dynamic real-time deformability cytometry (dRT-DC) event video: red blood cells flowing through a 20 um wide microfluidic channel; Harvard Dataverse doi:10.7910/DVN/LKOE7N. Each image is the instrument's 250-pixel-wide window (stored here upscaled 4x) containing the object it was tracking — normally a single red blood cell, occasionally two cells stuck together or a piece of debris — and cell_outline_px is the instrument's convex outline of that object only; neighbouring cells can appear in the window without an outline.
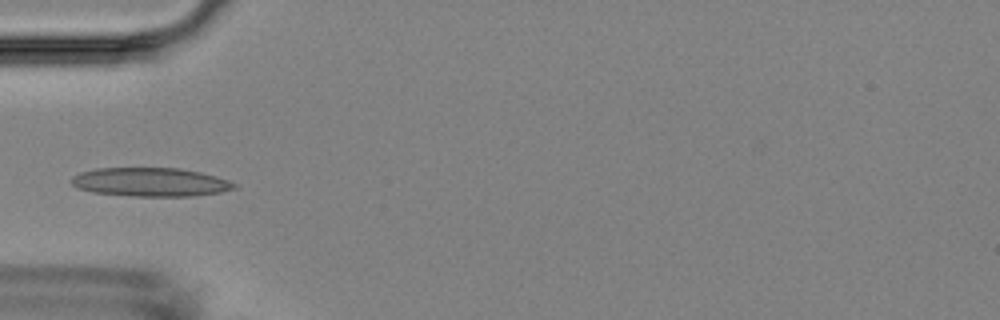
{"species": "Egyptian fruit bat (a non-hibernating species)", "species_latin": "Rousettus aegyptiacus", "temperature_condition": "room temperature", "stored_images_in_passage": 7, "camera_frame_rate_fps": 3000, "um_per_image_px": 0.085, "animal": {"sex": "female"}, "frame": {"image": 1, "passage_image": 7, "time_ms": 7.0, "image_size_px": [1000, 320], "cell_outline_px": [[236, 188], [220, 192], [196, 196], [132, 196], [92, 192], [76, 188], [68, 180], [72, 176], [80, 172], [96, 168], [180, 168], [200, 172], [228, 180], [236, 184]], "centroid_in_image_um": [12.74, 15.48], "position_along_channel_um": 72.3, "area_um2": 27.4}}